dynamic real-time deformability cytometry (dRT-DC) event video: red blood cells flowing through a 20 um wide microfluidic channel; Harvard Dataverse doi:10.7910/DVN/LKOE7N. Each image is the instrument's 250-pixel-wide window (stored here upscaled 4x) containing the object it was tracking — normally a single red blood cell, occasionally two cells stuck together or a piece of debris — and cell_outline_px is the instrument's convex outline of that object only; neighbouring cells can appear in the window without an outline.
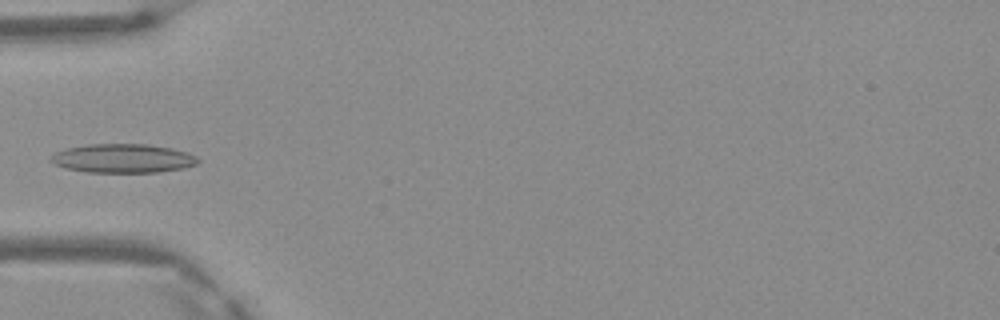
{"species": "Egyptian fruit bat (a non-hibernating species)", "species_latin": "Rousettus aegyptiacus", "temperature_condition": "warm", "stored_images_in_passage": 4, "camera_frame_rate_fps": 3000, "um_per_image_px": 0.085, "frame": {"image": 1, "passage_image": 4, "time_ms": 1.0, "image_size_px": [1000, 320], "cell_outline_px": [[200, 160], [196, 164], [184, 168], [160, 172], [88, 172], [64, 168], [48, 160], [56, 152], [68, 148], [88, 144], [148, 144], [172, 148], [188, 152], [196, 156]], "centroid_in_image_um": [10.48, 13.46], "position_along_channel_um": 74.5, "area_um2": 24.8}}